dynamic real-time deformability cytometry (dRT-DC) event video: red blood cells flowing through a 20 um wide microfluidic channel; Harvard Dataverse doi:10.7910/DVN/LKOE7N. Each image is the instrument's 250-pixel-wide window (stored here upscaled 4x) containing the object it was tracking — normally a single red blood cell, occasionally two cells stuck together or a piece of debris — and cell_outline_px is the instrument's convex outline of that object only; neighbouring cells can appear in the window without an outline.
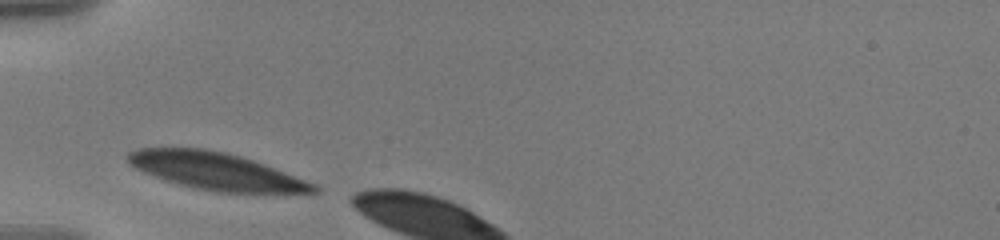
{"species": "human", "species_latin": "Homo sapiens", "temperature_condition": "warm", "stored_images_in_passage": 3, "camera_frame_rate_fps": 3000, "um_per_image_px": 0.085, "donor": {"sex": "male"}, "frame": {"image": 1, "passage_image": 1, "time_ms": 0.0, "image_size_px": [1000, 240], "cell_outline_px": [[320, 192], [216, 192], [196, 188], [180, 184], [144, 172], [136, 168], [124, 156], [128, 152], [136, 148], [204, 148], [228, 152], [264, 164], [316, 184], [320, 188]], "centroid_in_image_um": [18.35, 14.53], "position_along_channel_um": 66.7, "area_um2": 39.71}}